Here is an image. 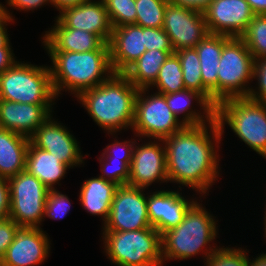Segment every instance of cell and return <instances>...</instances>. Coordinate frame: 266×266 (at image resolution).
<instances>
[{
    "instance_id": "6da1fadb",
    "label": "cell",
    "mask_w": 266,
    "mask_h": 266,
    "mask_svg": "<svg viewBox=\"0 0 266 266\" xmlns=\"http://www.w3.org/2000/svg\"><path fill=\"white\" fill-rule=\"evenodd\" d=\"M222 137L215 119L197 126H184L164 138L169 182L177 184L181 191L182 186L191 188L200 194V200L208 195L220 176L221 160L217 152Z\"/></svg>"
},
{
    "instance_id": "7a4b0ae2",
    "label": "cell",
    "mask_w": 266,
    "mask_h": 266,
    "mask_svg": "<svg viewBox=\"0 0 266 266\" xmlns=\"http://www.w3.org/2000/svg\"><path fill=\"white\" fill-rule=\"evenodd\" d=\"M138 91L122 73H114L100 85L82 92L77 100L101 129L115 136L121 130L132 129Z\"/></svg>"
},
{
    "instance_id": "3957f363",
    "label": "cell",
    "mask_w": 266,
    "mask_h": 266,
    "mask_svg": "<svg viewBox=\"0 0 266 266\" xmlns=\"http://www.w3.org/2000/svg\"><path fill=\"white\" fill-rule=\"evenodd\" d=\"M47 54L53 65L49 68L57 100L64 90L77 98L82 92L100 85L114 74L110 50L47 51Z\"/></svg>"
},
{
    "instance_id": "277c9868",
    "label": "cell",
    "mask_w": 266,
    "mask_h": 266,
    "mask_svg": "<svg viewBox=\"0 0 266 266\" xmlns=\"http://www.w3.org/2000/svg\"><path fill=\"white\" fill-rule=\"evenodd\" d=\"M200 202L188 209L177 227L161 235L163 265L168 260L182 261L200 254L205 262L218 248L213 242L219 235L218 220Z\"/></svg>"
},
{
    "instance_id": "5b68a950",
    "label": "cell",
    "mask_w": 266,
    "mask_h": 266,
    "mask_svg": "<svg viewBox=\"0 0 266 266\" xmlns=\"http://www.w3.org/2000/svg\"><path fill=\"white\" fill-rule=\"evenodd\" d=\"M215 119L222 135L229 126L241 142L266 159V102L227 98L217 104Z\"/></svg>"
},
{
    "instance_id": "8992f818",
    "label": "cell",
    "mask_w": 266,
    "mask_h": 266,
    "mask_svg": "<svg viewBox=\"0 0 266 266\" xmlns=\"http://www.w3.org/2000/svg\"><path fill=\"white\" fill-rule=\"evenodd\" d=\"M104 254L117 266H163L161 234L153 227L102 231Z\"/></svg>"
},
{
    "instance_id": "52a82bcc",
    "label": "cell",
    "mask_w": 266,
    "mask_h": 266,
    "mask_svg": "<svg viewBox=\"0 0 266 266\" xmlns=\"http://www.w3.org/2000/svg\"><path fill=\"white\" fill-rule=\"evenodd\" d=\"M0 99L16 103L55 104L50 68L17 61L0 73Z\"/></svg>"
},
{
    "instance_id": "ba28073f",
    "label": "cell",
    "mask_w": 266,
    "mask_h": 266,
    "mask_svg": "<svg viewBox=\"0 0 266 266\" xmlns=\"http://www.w3.org/2000/svg\"><path fill=\"white\" fill-rule=\"evenodd\" d=\"M253 64V55L241 38L231 37L223 45L218 67L217 104L227 98L248 96L253 83Z\"/></svg>"
},
{
    "instance_id": "9c48e42d",
    "label": "cell",
    "mask_w": 266,
    "mask_h": 266,
    "mask_svg": "<svg viewBox=\"0 0 266 266\" xmlns=\"http://www.w3.org/2000/svg\"><path fill=\"white\" fill-rule=\"evenodd\" d=\"M151 94V95H150ZM184 127L172 113L165 96L149 89H139L135 101V115L132 126L134 136L161 139L173 135Z\"/></svg>"
},
{
    "instance_id": "30bf717a",
    "label": "cell",
    "mask_w": 266,
    "mask_h": 266,
    "mask_svg": "<svg viewBox=\"0 0 266 266\" xmlns=\"http://www.w3.org/2000/svg\"><path fill=\"white\" fill-rule=\"evenodd\" d=\"M9 180L10 215L20 227L41 228L49 189L26 170Z\"/></svg>"
},
{
    "instance_id": "8fae6325",
    "label": "cell",
    "mask_w": 266,
    "mask_h": 266,
    "mask_svg": "<svg viewBox=\"0 0 266 266\" xmlns=\"http://www.w3.org/2000/svg\"><path fill=\"white\" fill-rule=\"evenodd\" d=\"M144 188L119 186L115 192L109 216L102 231H136L152 227L147 210V193Z\"/></svg>"
},
{
    "instance_id": "7c38bea8",
    "label": "cell",
    "mask_w": 266,
    "mask_h": 266,
    "mask_svg": "<svg viewBox=\"0 0 266 266\" xmlns=\"http://www.w3.org/2000/svg\"><path fill=\"white\" fill-rule=\"evenodd\" d=\"M135 142L128 186L149 189L154 183H168L166 147L161 139ZM142 144H140V142Z\"/></svg>"
},
{
    "instance_id": "4fadbf2b",
    "label": "cell",
    "mask_w": 266,
    "mask_h": 266,
    "mask_svg": "<svg viewBox=\"0 0 266 266\" xmlns=\"http://www.w3.org/2000/svg\"><path fill=\"white\" fill-rule=\"evenodd\" d=\"M162 28L169 36L174 52L195 48L209 34L202 12L170 3L165 9Z\"/></svg>"
},
{
    "instance_id": "5bb4252c",
    "label": "cell",
    "mask_w": 266,
    "mask_h": 266,
    "mask_svg": "<svg viewBox=\"0 0 266 266\" xmlns=\"http://www.w3.org/2000/svg\"><path fill=\"white\" fill-rule=\"evenodd\" d=\"M53 118L52 114L30 137V141L70 168L81 167L86 158L83 157L80 142L70 133V129Z\"/></svg>"
},
{
    "instance_id": "9a60e30c",
    "label": "cell",
    "mask_w": 266,
    "mask_h": 266,
    "mask_svg": "<svg viewBox=\"0 0 266 266\" xmlns=\"http://www.w3.org/2000/svg\"><path fill=\"white\" fill-rule=\"evenodd\" d=\"M210 34L240 38L254 13L246 0H213L203 12Z\"/></svg>"
},
{
    "instance_id": "2e32d148",
    "label": "cell",
    "mask_w": 266,
    "mask_h": 266,
    "mask_svg": "<svg viewBox=\"0 0 266 266\" xmlns=\"http://www.w3.org/2000/svg\"><path fill=\"white\" fill-rule=\"evenodd\" d=\"M51 241L42 228L20 227L0 266H39L50 255Z\"/></svg>"
},
{
    "instance_id": "e0dca14e",
    "label": "cell",
    "mask_w": 266,
    "mask_h": 266,
    "mask_svg": "<svg viewBox=\"0 0 266 266\" xmlns=\"http://www.w3.org/2000/svg\"><path fill=\"white\" fill-rule=\"evenodd\" d=\"M150 194V195H149ZM197 198L186 199L178 190H156L147 193V210L150 225L161 235L177 227Z\"/></svg>"
},
{
    "instance_id": "ac0fdd59",
    "label": "cell",
    "mask_w": 266,
    "mask_h": 266,
    "mask_svg": "<svg viewBox=\"0 0 266 266\" xmlns=\"http://www.w3.org/2000/svg\"><path fill=\"white\" fill-rule=\"evenodd\" d=\"M56 18L67 28L82 29L109 43L113 26L104 0H89L64 9Z\"/></svg>"
},
{
    "instance_id": "d6986e66",
    "label": "cell",
    "mask_w": 266,
    "mask_h": 266,
    "mask_svg": "<svg viewBox=\"0 0 266 266\" xmlns=\"http://www.w3.org/2000/svg\"><path fill=\"white\" fill-rule=\"evenodd\" d=\"M54 105L16 103L0 99V128L30 138L53 114Z\"/></svg>"
},
{
    "instance_id": "ffe728a7",
    "label": "cell",
    "mask_w": 266,
    "mask_h": 266,
    "mask_svg": "<svg viewBox=\"0 0 266 266\" xmlns=\"http://www.w3.org/2000/svg\"><path fill=\"white\" fill-rule=\"evenodd\" d=\"M108 44L114 73H123L146 51L145 27L125 24L113 28Z\"/></svg>"
},
{
    "instance_id": "44dd1931",
    "label": "cell",
    "mask_w": 266,
    "mask_h": 266,
    "mask_svg": "<svg viewBox=\"0 0 266 266\" xmlns=\"http://www.w3.org/2000/svg\"><path fill=\"white\" fill-rule=\"evenodd\" d=\"M51 29L41 37L45 51L89 52L92 50H110L98 35L65 27L56 17Z\"/></svg>"
},
{
    "instance_id": "7402d4cb",
    "label": "cell",
    "mask_w": 266,
    "mask_h": 266,
    "mask_svg": "<svg viewBox=\"0 0 266 266\" xmlns=\"http://www.w3.org/2000/svg\"><path fill=\"white\" fill-rule=\"evenodd\" d=\"M163 95L172 113L184 126H197L215 120L216 107L198 91L182 89L174 93ZM192 101L200 106V110L193 109L194 105L193 107L191 105L194 102Z\"/></svg>"
},
{
    "instance_id": "603a6c76",
    "label": "cell",
    "mask_w": 266,
    "mask_h": 266,
    "mask_svg": "<svg viewBox=\"0 0 266 266\" xmlns=\"http://www.w3.org/2000/svg\"><path fill=\"white\" fill-rule=\"evenodd\" d=\"M231 37L220 34H208L196 46L199 56L203 86L211 93V103L217 106L218 67L223 45Z\"/></svg>"
},
{
    "instance_id": "cb8c5ba5",
    "label": "cell",
    "mask_w": 266,
    "mask_h": 266,
    "mask_svg": "<svg viewBox=\"0 0 266 266\" xmlns=\"http://www.w3.org/2000/svg\"><path fill=\"white\" fill-rule=\"evenodd\" d=\"M69 169L71 168L52 153L36 147L30 141L26 153L25 170L40 180L49 190L57 189L56 184L61 185L60 180L65 177Z\"/></svg>"
},
{
    "instance_id": "d4e9b609",
    "label": "cell",
    "mask_w": 266,
    "mask_h": 266,
    "mask_svg": "<svg viewBox=\"0 0 266 266\" xmlns=\"http://www.w3.org/2000/svg\"><path fill=\"white\" fill-rule=\"evenodd\" d=\"M118 187L116 183L99 176L86 179L80 187L79 204L89 214L100 216L104 224Z\"/></svg>"
},
{
    "instance_id": "484cf974",
    "label": "cell",
    "mask_w": 266,
    "mask_h": 266,
    "mask_svg": "<svg viewBox=\"0 0 266 266\" xmlns=\"http://www.w3.org/2000/svg\"><path fill=\"white\" fill-rule=\"evenodd\" d=\"M30 138L0 128V177L9 179L25 171Z\"/></svg>"
},
{
    "instance_id": "4316f807",
    "label": "cell",
    "mask_w": 266,
    "mask_h": 266,
    "mask_svg": "<svg viewBox=\"0 0 266 266\" xmlns=\"http://www.w3.org/2000/svg\"><path fill=\"white\" fill-rule=\"evenodd\" d=\"M173 53L174 51L146 50L122 74L137 89L151 90L161 66L169 55Z\"/></svg>"
},
{
    "instance_id": "83f0119b",
    "label": "cell",
    "mask_w": 266,
    "mask_h": 266,
    "mask_svg": "<svg viewBox=\"0 0 266 266\" xmlns=\"http://www.w3.org/2000/svg\"><path fill=\"white\" fill-rule=\"evenodd\" d=\"M181 64L185 89L202 93L211 102V93L203 86L199 56L195 48H184L175 52Z\"/></svg>"
},
{
    "instance_id": "f1b7e54d",
    "label": "cell",
    "mask_w": 266,
    "mask_h": 266,
    "mask_svg": "<svg viewBox=\"0 0 266 266\" xmlns=\"http://www.w3.org/2000/svg\"><path fill=\"white\" fill-rule=\"evenodd\" d=\"M153 89L157 88L155 92L159 94L174 93L185 89L183 83V72L178 55L174 52L170 54L158 72Z\"/></svg>"
},
{
    "instance_id": "f546056e",
    "label": "cell",
    "mask_w": 266,
    "mask_h": 266,
    "mask_svg": "<svg viewBox=\"0 0 266 266\" xmlns=\"http://www.w3.org/2000/svg\"><path fill=\"white\" fill-rule=\"evenodd\" d=\"M136 25L162 28L169 0H135Z\"/></svg>"
},
{
    "instance_id": "4dcf8cb0",
    "label": "cell",
    "mask_w": 266,
    "mask_h": 266,
    "mask_svg": "<svg viewBox=\"0 0 266 266\" xmlns=\"http://www.w3.org/2000/svg\"><path fill=\"white\" fill-rule=\"evenodd\" d=\"M240 38L244 41L254 59L266 57V15H254Z\"/></svg>"
},
{
    "instance_id": "1f68e13d",
    "label": "cell",
    "mask_w": 266,
    "mask_h": 266,
    "mask_svg": "<svg viewBox=\"0 0 266 266\" xmlns=\"http://www.w3.org/2000/svg\"><path fill=\"white\" fill-rule=\"evenodd\" d=\"M236 247V248H235ZM219 246L204 262L205 266H248L249 250L237 246ZM248 250V251H246Z\"/></svg>"
},
{
    "instance_id": "d6a6232c",
    "label": "cell",
    "mask_w": 266,
    "mask_h": 266,
    "mask_svg": "<svg viewBox=\"0 0 266 266\" xmlns=\"http://www.w3.org/2000/svg\"><path fill=\"white\" fill-rule=\"evenodd\" d=\"M113 28L136 23L135 0H104Z\"/></svg>"
},
{
    "instance_id": "836d02e7",
    "label": "cell",
    "mask_w": 266,
    "mask_h": 266,
    "mask_svg": "<svg viewBox=\"0 0 266 266\" xmlns=\"http://www.w3.org/2000/svg\"><path fill=\"white\" fill-rule=\"evenodd\" d=\"M101 175L99 177L116 183L119 186L127 185L130 176L131 161H122L114 158H98Z\"/></svg>"
},
{
    "instance_id": "e575fe53",
    "label": "cell",
    "mask_w": 266,
    "mask_h": 266,
    "mask_svg": "<svg viewBox=\"0 0 266 266\" xmlns=\"http://www.w3.org/2000/svg\"><path fill=\"white\" fill-rule=\"evenodd\" d=\"M71 200L58 189L49 190L46 197V206L43 218L53 220L63 219L71 210Z\"/></svg>"
},
{
    "instance_id": "d590c367",
    "label": "cell",
    "mask_w": 266,
    "mask_h": 266,
    "mask_svg": "<svg viewBox=\"0 0 266 266\" xmlns=\"http://www.w3.org/2000/svg\"><path fill=\"white\" fill-rule=\"evenodd\" d=\"M252 80H257V86L251 85L247 97L255 101L266 102V57L254 59Z\"/></svg>"
},
{
    "instance_id": "8d00e7d4",
    "label": "cell",
    "mask_w": 266,
    "mask_h": 266,
    "mask_svg": "<svg viewBox=\"0 0 266 266\" xmlns=\"http://www.w3.org/2000/svg\"><path fill=\"white\" fill-rule=\"evenodd\" d=\"M111 144H108L102 151L103 158H114L122 161H132L133 149L136 139L119 141L116 139Z\"/></svg>"
},
{
    "instance_id": "74e56055",
    "label": "cell",
    "mask_w": 266,
    "mask_h": 266,
    "mask_svg": "<svg viewBox=\"0 0 266 266\" xmlns=\"http://www.w3.org/2000/svg\"><path fill=\"white\" fill-rule=\"evenodd\" d=\"M146 50L174 51L169 40V36L163 28L145 27Z\"/></svg>"
},
{
    "instance_id": "f35d334b",
    "label": "cell",
    "mask_w": 266,
    "mask_h": 266,
    "mask_svg": "<svg viewBox=\"0 0 266 266\" xmlns=\"http://www.w3.org/2000/svg\"><path fill=\"white\" fill-rule=\"evenodd\" d=\"M5 2L7 6L2 4L3 14L9 16L13 20H15V17H13V13L8 9L9 7L11 8V10L15 9L17 11L20 10L26 12H34L35 9H40L44 5H51L50 0H6Z\"/></svg>"
},
{
    "instance_id": "ab89813d",
    "label": "cell",
    "mask_w": 266,
    "mask_h": 266,
    "mask_svg": "<svg viewBox=\"0 0 266 266\" xmlns=\"http://www.w3.org/2000/svg\"><path fill=\"white\" fill-rule=\"evenodd\" d=\"M20 226L11 218L0 221V263Z\"/></svg>"
},
{
    "instance_id": "60d3db41",
    "label": "cell",
    "mask_w": 266,
    "mask_h": 266,
    "mask_svg": "<svg viewBox=\"0 0 266 266\" xmlns=\"http://www.w3.org/2000/svg\"><path fill=\"white\" fill-rule=\"evenodd\" d=\"M10 215L9 180L0 177V221L8 219Z\"/></svg>"
},
{
    "instance_id": "b9f144b4",
    "label": "cell",
    "mask_w": 266,
    "mask_h": 266,
    "mask_svg": "<svg viewBox=\"0 0 266 266\" xmlns=\"http://www.w3.org/2000/svg\"><path fill=\"white\" fill-rule=\"evenodd\" d=\"M11 47L10 40L3 47H0V73L11 68L18 61L15 59L16 56Z\"/></svg>"
},
{
    "instance_id": "7bdbcfd3",
    "label": "cell",
    "mask_w": 266,
    "mask_h": 266,
    "mask_svg": "<svg viewBox=\"0 0 266 266\" xmlns=\"http://www.w3.org/2000/svg\"><path fill=\"white\" fill-rule=\"evenodd\" d=\"M213 0H169V3L178 7H186L204 12Z\"/></svg>"
},
{
    "instance_id": "ee69618b",
    "label": "cell",
    "mask_w": 266,
    "mask_h": 266,
    "mask_svg": "<svg viewBox=\"0 0 266 266\" xmlns=\"http://www.w3.org/2000/svg\"><path fill=\"white\" fill-rule=\"evenodd\" d=\"M14 24V20L9 16L2 14L0 16V47H3L10 39L7 29L8 24ZM7 27V28H6Z\"/></svg>"
},
{
    "instance_id": "f6af8a7d",
    "label": "cell",
    "mask_w": 266,
    "mask_h": 266,
    "mask_svg": "<svg viewBox=\"0 0 266 266\" xmlns=\"http://www.w3.org/2000/svg\"><path fill=\"white\" fill-rule=\"evenodd\" d=\"M89 0H50L51 5L62 12L64 9L86 3Z\"/></svg>"
},
{
    "instance_id": "bcb514c9",
    "label": "cell",
    "mask_w": 266,
    "mask_h": 266,
    "mask_svg": "<svg viewBox=\"0 0 266 266\" xmlns=\"http://www.w3.org/2000/svg\"><path fill=\"white\" fill-rule=\"evenodd\" d=\"M255 15H266V0H246Z\"/></svg>"
},
{
    "instance_id": "7dc6e473",
    "label": "cell",
    "mask_w": 266,
    "mask_h": 266,
    "mask_svg": "<svg viewBox=\"0 0 266 266\" xmlns=\"http://www.w3.org/2000/svg\"><path fill=\"white\" fill-rule=\"evenodd\" d=\"M261 253L256 258H253V260L249 259L250 255H248V266H266V253Z\"/></svg>"
},
{
    "instance_id": "c3c4849f",
    "label": "cell",
    "mask_w": 266,
    "mask_h": 266,
    "mask_svg": "<svg viewBox=\"0 0 266 266\" xmlns=\"http://www.w3.org/2000/svg\"><path fill=\"white\" fill-rule=\"evenodd\" d=\"M266 201V200H265ZM266 204V203H265ZM266 206V205H265ZM264 217H263V219H264V237L266 238V207H265V211H264Z\"/></svg>"
},
{
    "instance_id": "681fc988",
    "label": "cell",
    "mask_w": 266,
    "mask_h": 266,
    "mask_svg": "<svg viewBox=\"0 0 266 266\" xmlns=\"http://www.w3.org/2000/svg\"><path fill=\"white\" fill-rule=\"evenodd\" d=\"M3 14V11H2V2H0V16Z\"/></svg>"
}]
</instances>
